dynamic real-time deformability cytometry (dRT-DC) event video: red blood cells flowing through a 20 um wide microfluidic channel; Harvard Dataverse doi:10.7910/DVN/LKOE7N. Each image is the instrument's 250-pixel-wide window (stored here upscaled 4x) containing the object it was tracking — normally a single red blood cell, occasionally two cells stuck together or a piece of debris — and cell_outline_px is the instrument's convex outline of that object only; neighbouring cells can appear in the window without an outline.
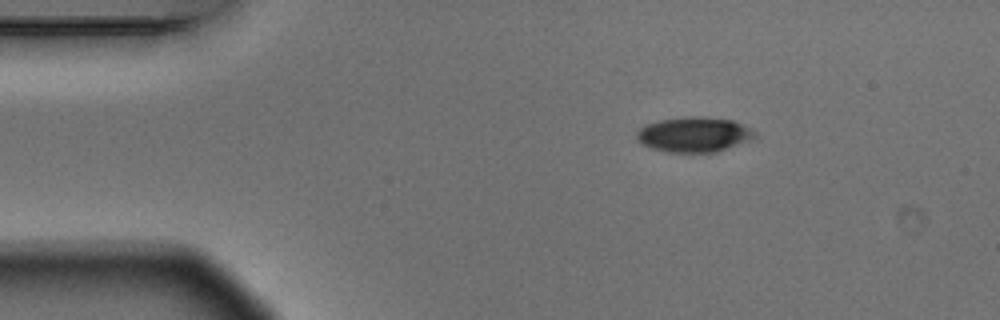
{"species": "Egyptian fruit bat (a non-hibernating species)", "species_latin": "Rousettus aegyptiacus", "temperature_condition": "warm", "stored_images_in_passage": 3, "camera_frame_rate_fps": 3000, "um_per_image_px": 0.085, "animal": {"sex": "male"}, "frame": {"image": 1, "passage_image": 1, "time_ms": 0.0, "image_size_px": [1000, 320], "cell_outline_px": [[756, 136], [748, 140], [716, 152], [668, 152], [652, 148], [636, 140], [636, 132], [644, 124], [660, 120], [684, 116], [704, 116], [732, 120], [756, 132]], "centroid_in_image_um": [58.94, 11.42], "position_along_channel_um": 26.1, "area_um2": 23.99}}